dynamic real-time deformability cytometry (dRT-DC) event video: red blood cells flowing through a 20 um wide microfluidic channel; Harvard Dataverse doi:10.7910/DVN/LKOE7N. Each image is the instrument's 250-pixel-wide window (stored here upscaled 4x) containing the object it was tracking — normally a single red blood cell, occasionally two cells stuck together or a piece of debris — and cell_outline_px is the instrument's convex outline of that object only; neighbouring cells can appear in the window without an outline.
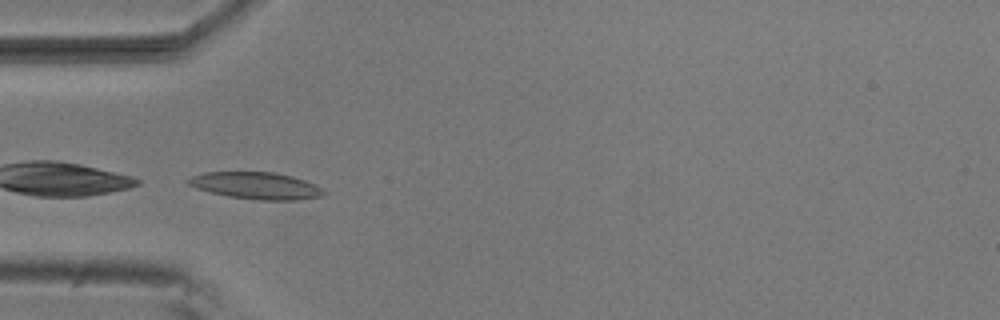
{"species": "common noctule bat (a hibernating species)", "species_latin": "Nyctalus noctula", "temperature_condition": "room temperature", "stored_images_in_passage": 7, "camera_frame_rate_fps": 3000, "um_per_image_px": 0.085, "animal": {"sex": "male", "body_mass_g": 20.5, "forearm_length_mm": 52.5}, "frame": {"image": 1, "passage_image": 1, "time_ms": 0.0, "image_size_px": [1000, 320], "cell_outline_px": [[328, 192], [324, 196], [300, 200], [260, 200], [228, 196], [196, 188], [188, 184], [188, 180], [192, 176], [204, 172], [272, 172], [292, 176], [316, 184]], "centroid_in_image_um": [21.85, 15.78], "position_along_channel_um": 63.2, "area_um2": 21.27}}